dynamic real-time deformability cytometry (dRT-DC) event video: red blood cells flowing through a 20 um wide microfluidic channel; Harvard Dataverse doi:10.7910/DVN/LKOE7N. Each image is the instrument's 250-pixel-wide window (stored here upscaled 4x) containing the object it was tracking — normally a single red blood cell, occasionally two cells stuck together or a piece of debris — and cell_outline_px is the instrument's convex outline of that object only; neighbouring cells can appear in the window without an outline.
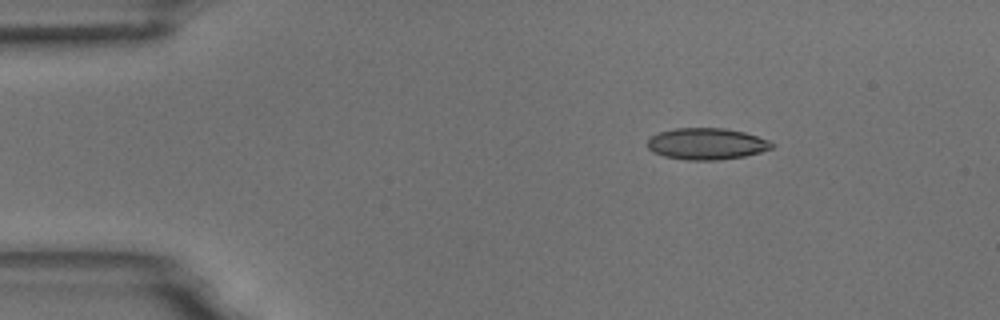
{"species": "common noctule bat (a hibernating species)", "species_latin": "Nyctalus noctula", "temperature_condition": "room temperature", "stored_images_in_passage": 3, "camera_frame_rate_fps": 3000, "um_per_image_px": 0.085, "animal": {"sex": "male", "body_mass_g": 18.8}, "frame": {"image": 1, "passage_image": 1, "time_ms": 0.0, "image_size_px": [1000, 320], "cell_outline_px": [[776, 144], [772, 148], [760, 152], [744, 156], [720, 160], [688, 160], [664, 156], [652, 152], [648, 148], [648, 140], [652, 136], [660, 132], [676, 128], [724, 128], [744, 132], [768, 140]], "centroid_in_image_um": [60.07, 12.23], "position_along_channel_um": 24.9, "area_um2": 22.77}}